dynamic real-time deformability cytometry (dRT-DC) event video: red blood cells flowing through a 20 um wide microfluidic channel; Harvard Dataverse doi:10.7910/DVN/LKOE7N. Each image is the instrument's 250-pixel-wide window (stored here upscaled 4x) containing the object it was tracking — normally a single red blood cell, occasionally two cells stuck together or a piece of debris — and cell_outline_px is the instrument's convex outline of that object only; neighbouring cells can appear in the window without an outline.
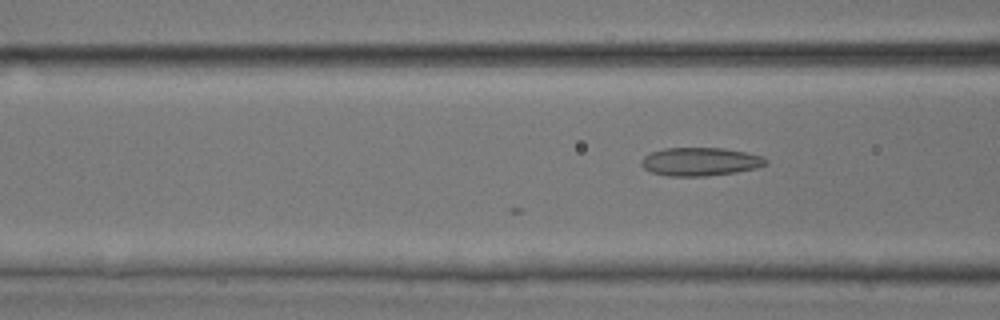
{"species": "common noctule bat (a hibernating species)", "species_latin": "Nyctalus noctula", "temperature_condition": "room temperature", "stored_images_in_passage": 9, "camera_frame_rate_fps": 3000, "um_per_image_px": 0.085, "animal": {"sex": "male", "body_mass_g": 17.9, "forearm_length_mm": 54.2}, "frame": {"image": 1, "passage_image": 9, "time_ms": 2.667, "image_size_px": [1000, 320], "cell_outline_px": [[768, 164], [756, 168], [736, 172], [708, 176], [668, 176], [652, 172], [644, 168], [640, 164], [640, 160], [644, 156], [652, 152], [664, 148], [724, 148], [744, 152], [760, 156], [768, 160]], "centroid_in_image_um": [59.5, 13.74], "position_along_channel_um": 107.1, "area_um2": 20.52}}